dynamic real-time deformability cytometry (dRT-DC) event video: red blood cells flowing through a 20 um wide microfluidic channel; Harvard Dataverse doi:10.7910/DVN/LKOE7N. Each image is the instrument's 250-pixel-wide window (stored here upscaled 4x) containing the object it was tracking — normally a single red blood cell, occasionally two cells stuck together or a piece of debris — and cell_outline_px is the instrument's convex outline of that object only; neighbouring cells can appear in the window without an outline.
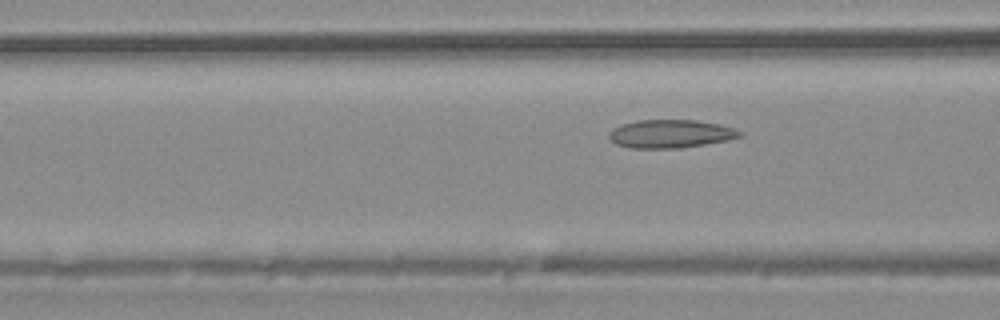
{"species": "common noctule bat (a hibernating species)", "species_latin": "Nyctalus noctula", "temperature_condition": "warm", "stored_images_in_passage": 6, "camera_frame_rate_fps": 3000, "um_per_image_px": 0.085, "animal": {"sex": "male", "body_mass_g": 20.4}, "frame": {"image": 1, "passage_image": 6, "time_ms": 6.0, "image_size_px": [1000, 320], "cell_outline_px": [[744, 132], [740, 136], [728, 140], [680, 148], [628, 148], [616, 144], [608, 136], [608, 132], [612, 128], [620, 124], [636, 120], [696, 120], [720, 124], [736, 128]], "centroid_in_image_um": [56.98, 11.36], "position_along_channel_um": 109.6, "area_um2": 21.73}}